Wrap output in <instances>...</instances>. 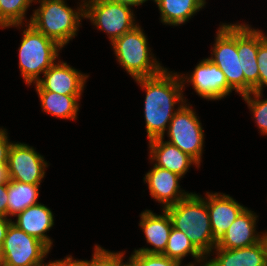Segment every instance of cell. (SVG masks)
I'll return each instance as SVG.
<instances>
[{"label":"cell","instance_id":"1","mask_svg":"<svg viewBox=\"0 0 267 266\" xmlns=\"http://www.w3.org/2000/svg\"><path fill=\"white\" fill-rule=\"evenodd\" d=\"M134 80L146 91L144 117L148 140L164 138L174 114L186 103L180 75L164 68L157 75Z\"/></svg>","mask_w":267,"mask_h":266},{"label":"cell","instance_id":"2","mask_svg":"<svg viewBox=\"0 0 267 266\" xmlns=\"http://www.w3.org/2000/svg\"><path fill=\"white\" fill-rule=\"evenodd\" d=\"M165 210L171 218L173 228L185 232L193 245L207 258L217 244L207 209V194L205 199L201 195L190 193Z\"/></svg>","mask_w":267,"mask_h":266},{"label":"cell","instance_id":"3","mask_svg":"<svg viewBox=\"0 0 267 266\" xmlns=\"http://www.w3.org/2000/svg\"><path fill=\"white\" fill-rule=\"evenodd\" d=\"M40 7L36 9L29 23L64 47L75 35L80 26L81 17L84 18V0L78 9L67 6L65 0H36Z\"/></svg>","mask_w":267,"mask_h":266},{"label":"cell","instance_id":"4","mask_svg":"<svg viewBox=\"0 0 267 266\" xmlns=\"http://www.w3.org/2000/svg\"><path fill=\"white\" fill-rule=\"evenodd\" d=\"M26 29L19 49V68L26 85L36 83L41 73L50 68L59 56L61 47L53 39L46 37L30 23H25Z\"/></svg>","mask_w":267,"mask_h":266},{"label":"cell","instance_id":"5","mask_svg":"<svg viewBox=\"0 0 267 266\" xmlns=\"http://www.w3.org/2000/svg\"><path fill=\"white\" fill-rule=\"evenodd\" d=\"M146 37L137 25L111 43L117 61L133 79L151 77L164 69L150 53Z\"/></svg>","mask_w":267,"mask_h":266},{"label":"cell","instance_id":"6","mask_svg":"<svg viewBox=\"0 0 267 266\" xmlns=\"http://www.w3.org/2000/svg\"><path fill=\"white\" fill-rule=\"evenodd\" d=\"M131 8L132 5L110 0H84V18L107 33L112 43L138 25Z\"/></svg>","mask_w":267,"mask_h":266},{"label":"cell","instance_id":"7","mask_svg":"<svg viewBox=\"0 0 267 266\" xmlns=\"http://www.w3.org/2000/svg\"><path fill=\"white\" fill-rule=\"evenodd\" d=\"M214 48L208 59L225 74L228 86L244 95V74L237 53V24H226L218 28ZM213 55V56H212Z\"/></svg>","mask_w":267,"mask_h":266},{"label":"cell","instance_id":"8","mask_svg":"<svg viewBox=\"0 0 267 266\" xmlns=\"http://www.w3.org/2000/svg\"><path fill=\"white\" fill-rule=\"evenodd\" d=\"M1 250L2 266H44L50 248L11 223Z\"/></svg>","mask_w":267,"mask_h":266},{"label":"cell","instance_id":"9","mask_svg":"<svg viewBox=\"0 0 267 266\" xmlns=\"http://www.w3.org/2000/svg\"><path fill=\"white\" fill-rule=\"evenodd\" d=\"M197 117L193 108L184 103L169 123L167 142L187 153L200 166L204 148V131Z\"/></svg>","mask_w":267,"mask_h":266},{"label":"cell","instance_id":"10","mask_svg":"<svg viewBox=\"0 0 267 266\" xmlns=\"http://www.w3.org/2000/svg\"><path fill=\"white\" fill-rule=\"evenodd\" d=\"M48 163L33 147L25 143H13L9 150L7 173L9 180L40 184Z\"/></svg>","mask_w":267,"mask_h":266},{"label":"cell","instance_id":"11","mask_svg":"<svg viewBox=\"0 0 267 266\" xmlns=\"http://www.w3.org/2000/svg\"><path fill=\"white\" fill-rule=\"evenodd\" d=\"M180 77L183 87L185 82H190L197 95L204 99L221 100L232 92L225 74L208 58L201 60L189 77L183 74Z\"/></svg>","mask_w":267,"mask_h":266},{"label":"cell","instance_id":"12","mask_svg":"<svg viewBox=\"0 0 267 266\" xmlns=\"http://www.w3.org/2000/svg\"><path fill=\"white\" fill-rule=\"evenodd\" d=\"M36 83V91H51L62 95H81L88 75L63 61L55 62Z\"/></svg>","mask_w":267,"mask_h":266},{"label":"cell","instance_id":"13","mask_svg":"<svg viewBox=\"0 0 267 266\" xmlns=\"http://www.w3.org/2000/svg\"><path fill=\"white\" fill-rule=\"evenodd\" d=\"M258 29L248 24H237V53L244 74V95L258 91L259 70L257 63Z\"/></svg>","mask_w":267,"mask_h":266},{"label":"cell","instance_id":"14","mask_svg":"<svg viewBox=\"0 0 267 266\" xmlns=\"http://www.w3.org/2000/svg\"><path fill=\"white\" fill-rule=\"evenodd\" d=\"M182 177L167 169L153 166L144 177L148 184L150 195L163 206V209L176 204L190 193L180 189L179 180Z\"/></svg>","mask_w":267,"mask_h":266},{"label":"cell","instance_id":"15","mask_svg":"<svg viewBox=\"0 0 267 266\" xmlns=\"http://www.w3.org/2000/svg\"><path fill=\"white\" fill-rule=\"evenodd\" d=\"M245 208L227 231L217 240V248L239 249L257 244L263 239L256 232L257 215Z\"/></svg>","mask_w":267,"mask_h":266},{"label":"cell","instance_id":"16","mask_svg":"<svg viewBox=\"0 0 267 266\" xmlns=\"http://www.w3.org/2000/svg\"><path fill=\"white\" fill-rule=\"evenodd\" d=\"M245 208L228 194L207 192V209L212 234L216 240L227 231Z\"/></svg>","mask_w":267,"mask_h":266},{"label":"cell","instance_id":"17","mask_svg":"<svg viewBox=\"0 0 267 266\" xmlns=\"http://www.w3.org/2000/svg\"><path fill=\"white\" fill-rule=\"evenodd\" d=\"M162 211V215L154 214L151 210H145L140 214L139 226L145 234L146 242L154 247L139 248L134 251L150 254L164 253L173 226L168 212L165 209Z\"/></svg>","mask_w":267,"mask_h":266},{"label":"cell","instance_id":"18","mask_svg":"<svg viewBox=\"0 0 267 266\" xmlns=\"http://www.w3.org/2000/svg\"><path fill=\"white\" fill-rule=\"evenodd\" d=\"M164 138H155L149 140V158L155 162V166L167 169L183 178L189 167L198 163L187 153L181 151L178 147L163 141Z\"/></svg>","mask_w":267,"mask_h":266},{"label":"cell","instance_id":"19","mask_svg":"<svg viewBox=\"0 0 267 266\" xmlns=\"http://www.w3.org/2000/svg\"><path fill=\"white\" fill-rule=\"evenodd\" d=\"M15 217L17 219L16 222H12L13 224L45 243L50 249L52 248L53 241L45 233L53 227L54 217L47 206L41 203L31 205Z\"/></svg>","mask_w":267,"mask_h":266},{"label":"cell","instance_id":"20","mask_svg":"<svg viewBox=\"0 0 267 266\" xmlns=\"http://www.w3.org/2000/svg\"><path fill=\"white\" fill-rule=\"evenodd\" d=\"M217 252L215 258L206 260L209 266H267V248L264 238L255 245L225 249L213 248Z\"/></svg>","mask_w":267,"mask_h":266},{"label":"cell","instance_id":"21","mask_svg":"<svg viewBox=\"0 0 267 266\" xmlns=\"http://www.w3.org/2000/svg\"><path fill=\"white\" fill-rule=\"evenodd\" d=\"M160 10L161 22L178 26L189 20L200 9L206 0H153Z\"/></svg>","mask_w":267,"mask_h":266},{"label":"cell","instance_id":"22","mask_svg":"<svg viewBox=\"0 0 267 266\" xmlns=\"http://www.w3.org/2000/svg\"><path fill=\"white\" fill-rule=\"evenodd\" d=\"M41 108L57 118L76 120L81 95H62L51 91H37Z\"/></svg>","mask_w":267,"mask_h":266},{"label":"cell","instance_id":"23","mask_svg":"<svg viewBox=\"0 0 267 266\" xmlns=\"http://www.w3.org/2000/svg\"><path fill=\"white\" fill-rule=\"evenodd\" d=\"M40 184L21 183L15 180L7 182V217L16 216L31 205H35L39 197Z\"/></svg>","mask_w":267,"mask_h":266},{"label":"cell","instance_id":"24","mask_svg":"<svg viewBox=\"0 0 267 266\" xmlns=\"http://www.w3.org/2000/svg\"><path fill=\"white\" fill-rule=\"evenodd\" d=\"M191 254L195 261L198 263L204 262L207 260L204 256L190 241L185 232L179 231L172 227L170 232L168 243L166 249L164 250L163 255L167 256L170 259L176 260L182 263L185 256ZM201 261V262H200Z\"/></svg>","mask_w":267,"mask_h":266},{"label":"cell","instance_id":"25","mask_svg":"<svg viewBox=\"0 0 267 266\" xmlns=\"http://www.w3.org/2000/svg\"><path fill=\"white\" fill-rule=\"evenodd\" d=\"M36 0H0V27H20L27 21L25 18L27 9ZM24 21V22H23Z\"/></svg>","mask_w":267,"mask_h":266},{"label":"cell","instance_id":"26","mask_svg":"<svg viewBox=\"0 0 267 266\" xmlns=\"http://www.w3.org/2000/svg\"><path fill=\"white\" fill-rule=\"evenodd\" d=\"M241 97L248 104L261 134L267 135V98L261 100V91H253Z\"/></svg>","mask_w":267,"mask_h":266},{"label":"cell","instance_id":"27","mask_svg":"<svg viewBox=\"0 0 267 266\" xmlns=\"http://www.w3.org/2000/svg\"><path fill=\"white\" fill-rule=\"evenodd\" d=\"M124 252H111L99 245H95L91 261L79 260L80 266H117V262L124 257Z\"/></svg>","mask_w":267,"mask_h":266},{"label":"cell","instance_id":"28","mask_svg":"<svg viewBox=\"0 0 267 266\" xmlns=\"http://www.w3.org/2000/svg\"><path fill=\"white\" fill-rule=\"evenodd\" d=\"M257 63L259 70L258 91H263L267 86V39L262 30H258V52Z\"/></svg>","mask_w":267,"mask_h":266},{"label":"cell","instance_id":"29","mask_svg":"<svg viewBox=\"0 0 267 266\" xmlns=\"http://www.w3.org/2000/svg\"><path fill=\"white\" fill-rule=\"evenodd\" d=\"M131 256L138 262V266H181V263L163 254H150L134 251Z\"/></svg>","mask_w":267,"mask_h":266},{"label":"cell","instance_id":"30","mask_svg":"<svg viewBox=\"0 0 267 266\" xmlns=\"http://www.w3.org/2000/svg\"><path fill=\"white\" fill-rule=\"evenodd\" d=\"M6 129L0 128V164L7 165L11 143Z\"/></svg>","mask_w":267,"mask_h":266},{"label":"cell","instance_id":"31","mask_svg":"<svg viewBox=\"0 0 267 266\" xmlns=\"http://www.w3.org/2000/svg\"><path fill=\"white\" fill-rule=\"evenodd\" d=\"M7 182L0 183V216L7 218Z\"/></svg>","mask_w":267,"mask_h":266},{"label":"cell","instance_id":"32","mask_svg":"<svg viewBox=\"0 0 267 266\" xmlns=\"http://www.w3.org/2000/svg\"><path fill=\"white\" fill-rule=\"evenodd\" d=\"M48 266H80V263L79 260H74L70 255L63 260L49 261Z\"/></svg>","mask_w":267,"mask_h":266},{"label":"cell","instance_id":"33","mask_svg":"<svg viewBox=\"0 0 267 266\" xmlns=\"http://www.w3.org/2000/svg\"><path fill=\"white\" fill-rule=\"evenodd\" d=\"M13 221L9 218L0 216V247H2L4 243V239L6 236V232L8 230V227Z\"/></svg>","mask_w":267,"mask_h":266},{"label":"cell","instance_id":"34","mask_svg":"<svg viewBox=\"0 0 267 266\" xmlns=\"http://www.w3.org/2000/svg\"><path fill=\"white\" fill-rule=\"evenodd\" d=\"M7 165L0 164V183L8 182Z\"/></svg>","mask_w":267,"mask_h":266},{"label":"cell","instance_id":"35","mask_svg":"<svg viewBox=\"0 0 267 266\" xmlns=\"http://www.w3.org/2000/svg\"><path fill=\"white\" fill-rule=\"evenodd\" d=\"M110 1L126 3V4H129V5H132V6H140V5H142L144 2H146L148 0H110Z\"/></svg>","mask_w":267,"mask_h":266},{"label":"cell","instance_id":"36","mask_svg":"<svg viewBox=\"0 0 267 266\" xmlns=\"http://www.w3.org/2000/svg\"><path fill=\"white\" fill-rule=\"evenodd\" d=\"M117 266H138V262L130 256L129 262L124 263L123 262V257L117 262Z\"/></svg>","mask_w":267,"mask_h":266},{"label":"cell","instance_id":"37","mask_svg":"<svg viewBox=\"0 0 267 266\" xmlns=\"http://www.w3.org/2000/svg\"><path fill=\"white\" fill-rule=\"evenodd\" d=\"M264 242L267 248V232L263 234Z\"/></svg>","mask_w":267,"mask_h":266},{"label":"cell","instance_id":"38","mask_svg":"<svg viewBox=\"0 0 267 266\" xmlns=\"http://www.w3.org/2000/svg\"><path fill=\"white\" fill-rule=\"evenodd\" d=\"M2 262H3V257H2V250H1V247H0V264L2 265Z\"/></svg>","mask_w":267,"mask_h":266},{"label":"cell","instance_id":"39","mask_svg":"<svg viewBox=\"0 0 267 266\" xmlns=\"http://www.w3.org/2000/svg\"><path fill=\"white\" fill-rule=\"evenodd\" d=\"M196 264H191V263H189V264H187L186 266H195Z\"/></svg>","mask_w":267,"mask_h":266},{"label":"cell","instance_id":"40","mask_svg":"<svg viewBox=\"0 0 267 266\" xmlns=\"http://www.w3.org/2000/svg\"><path fill=\"white\" fill-rule=\"evenodd\" d=\"M204 263H205V264H203V265L201 264V266H209L206 262H204Z\"/></svg>","mask_w":267,"mask_h":266}]
</instances>
